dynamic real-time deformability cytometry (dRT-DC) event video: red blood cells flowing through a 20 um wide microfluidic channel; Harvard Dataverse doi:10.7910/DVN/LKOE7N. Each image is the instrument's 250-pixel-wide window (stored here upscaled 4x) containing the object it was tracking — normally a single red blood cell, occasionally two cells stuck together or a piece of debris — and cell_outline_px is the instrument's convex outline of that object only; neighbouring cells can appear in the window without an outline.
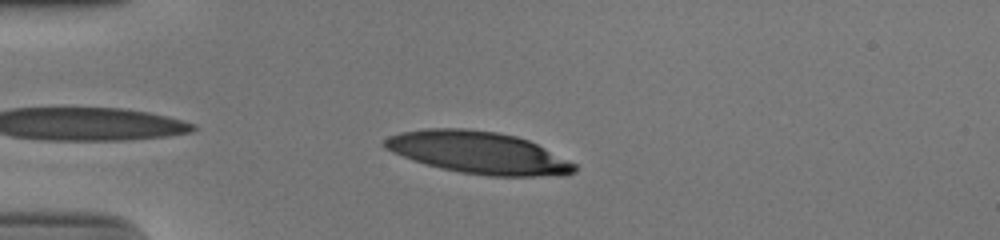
{"species": "human", "species_latin": "Homo sapiens", "temperature_condition": "cold", "stored_images_in_passage": 38, "camera_frame_rate_fps": 3000, "um_per_image_px": 0.085, "donor": {"sex": "male"}, "frame": {"image": 1, "passage_image": 3, "time_ms": 0.667, "image_size_px": [1000, 240], "cell_outline_px": [[576, 172], [564, 176], [488, 176], [460, 172], [440, 168], [424, 164], [392, 152], [384, 148], [380, 144], [388, 136], [400, 132], [428, 128], [464, 128], [496, 132], [516, 136], [528, 140], [576, 164]], "centroid_in_image_um": [40.64, 12.98], "position_along_channel_um": 44.4, "area_um2": 46.7}}
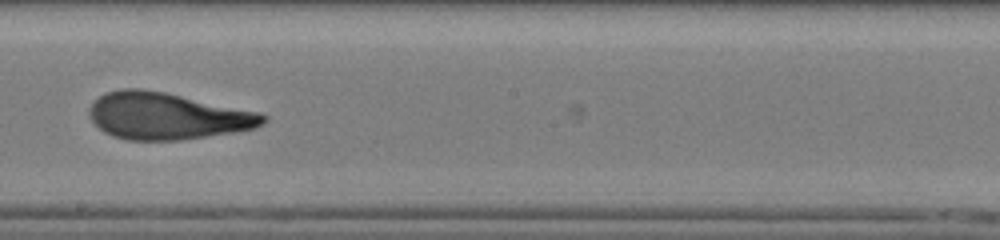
{"frame": {"image": 2, "passage_image": 20, "time_ms": 6.333, "image_size_px": [1000, 240], "cell_outline_px": [[268, 120], [264, 124], [256, 128], [232, 132], [180, 140], [128, 140], [112, 136], [104, 132], [88, 116], [88, 108], [104, 92], [120, 88], [140, 88], [164, 92], [260, 112], [268, 116]], "centroid_in_image_um": [14.2, 9.85], "position_along_channel_um": 234.0, "area_um2": 47.45}}
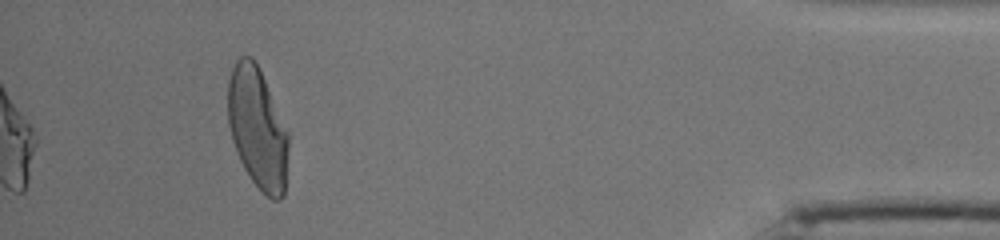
{"frame": {"image": 3, "passage_image": 38, "time_ms": 12.333, "image_size_px": [1000, 240], "cell_outline_px": [[288, 148], [284, 196], [280, 200], [272, 200], [252, 180], [244, 168], [236, 152], [232, 140], [228, 124], [228, 80], [232, 68], [236, 60], [240, 56], [252, 56], [260, 68], [288, 132]], "centroid_in_image_um": [21.88, 10.86], "position_along_channel_um": 413.3, "area_um2": 42.71}, "authors_computed_cell_mechanics": {"area_um2": 46.6735, "velocity_mm_per_s": 3.9006, "shape_relaxation_time_tau1_ms": 7.2328, "shape_relaxation_time_tau2_ms": 1.4788, "deformation_change_tau1": 0.2966, "deformation_change_tau2": 0.1037}}